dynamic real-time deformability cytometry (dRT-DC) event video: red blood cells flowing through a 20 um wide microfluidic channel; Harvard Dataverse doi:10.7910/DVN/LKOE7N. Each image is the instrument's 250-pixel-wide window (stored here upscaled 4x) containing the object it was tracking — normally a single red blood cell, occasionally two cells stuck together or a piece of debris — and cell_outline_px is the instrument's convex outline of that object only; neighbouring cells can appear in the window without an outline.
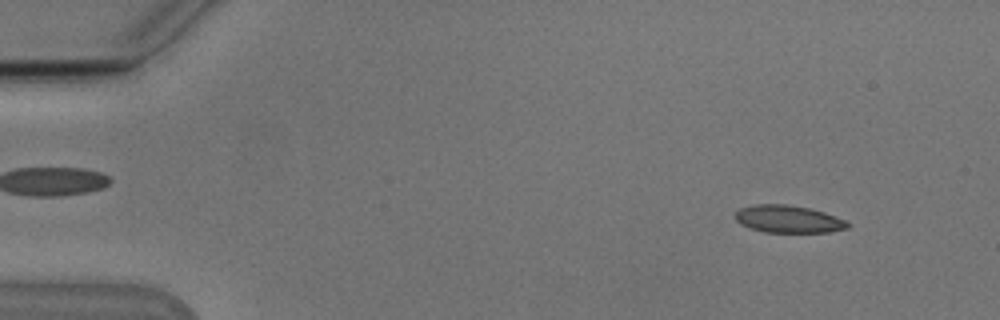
{"species": "Egyptian fruit bat (a non-hibernating species)", "species_latin": "Rousettus aegyptiacus", "temperature_condition": "cold", "stored_images_in_passage": 54, "camera_frame_rate_fps": 3000, "um_per_image_px": 0.085, "animal": {"sex": "male"}, "frame": {"image": 1, "passage_image": 5, "time_ms": 1.333, "image_size_px": [1000, 320], "cell_outline_px": [[852, 224], [848, 228], [828, 232], [764, 232], [740, 224], [736, 220], [736, 212], [740, 208], [752, 204], [788, 204], [808, 208], [824, 212], [836, 216]], "centroid_in_image_um": [67.02, 18.61], "position_along_channel_um": 18.0, "area_um2": 17.98}}
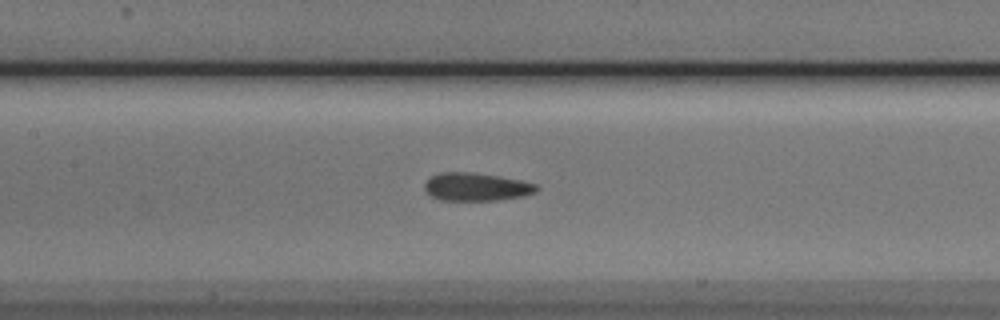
{"frame": {"image": 2, "passage_image": 25, "time_ms": 8.0, "image_size_px": [1000, 320], "cell_outline_px": [[540, 188], [536, 192], [524, 196], [496, 200], [440, 200], [428, 196], [424, 192], [424, 184], [432, 176], [440, 172], [472, 172], [500, 176], [520, 180], [536, 184]], "centroid_in_image_um": [40.46, 15.88], "position_along_channel_um": 166.9, "area_um2": 18.5}}
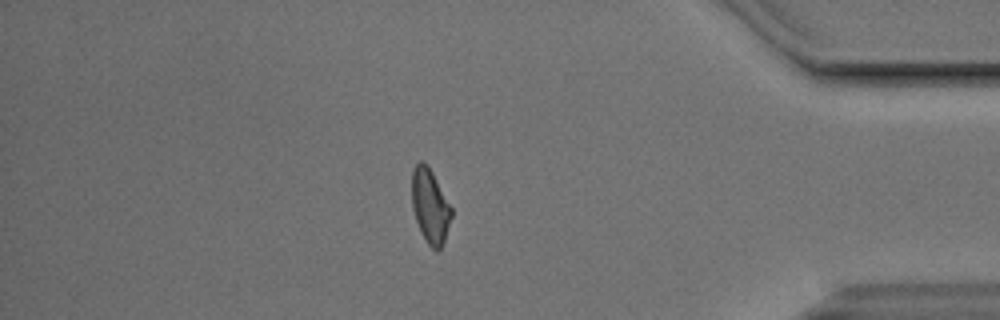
{"frame": {"image": 3, "passage_image": 46, "time_ms": 15.0, "image_size_px": [1000, 320], "cell_outline_px": [[452, 216], [444, 240], [440, 248], [436, 252], [428, 244], [420, 232], [412, 208], [412, 168], [420, 160], [424, 160], [432, 172], [452, 208]], "centroid_in_image_um": [36.55, 17.5], "position_along_channel_um": 398.7, "area_um2": 17.11}, "authors_computed_cell_mechanics": {"area_um2": 17.8602, "velocity_mm_per_s": 3.7987, "shape_relaxation_time_tau1_ms": 4.6994, "shape_relaxation_time_tau2_ms": 2.6612, "deformation_change_tau1": 0.1348, "deformation_change_tau2": 0.1136}}